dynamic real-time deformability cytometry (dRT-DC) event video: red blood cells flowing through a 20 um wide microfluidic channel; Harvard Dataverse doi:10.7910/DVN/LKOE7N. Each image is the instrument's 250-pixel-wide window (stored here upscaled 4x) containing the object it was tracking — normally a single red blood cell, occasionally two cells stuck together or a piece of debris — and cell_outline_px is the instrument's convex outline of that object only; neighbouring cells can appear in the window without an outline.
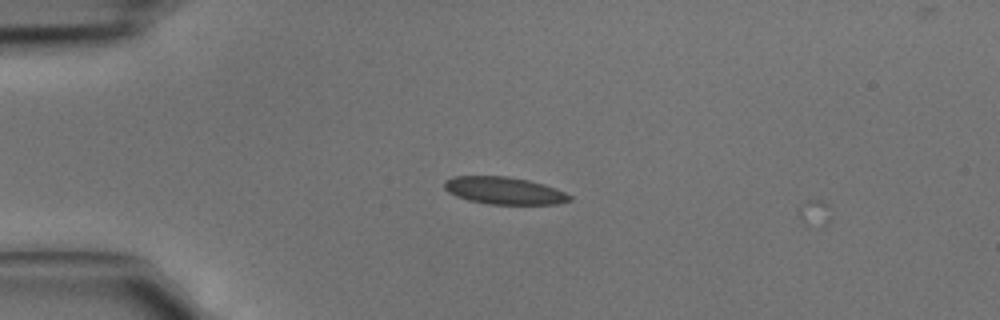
{"species": "common noctule bat (a hibernating species)", "species_latin": "Nyctalus noctula", "temperature_condition": "cold", "stored_images_in_passage": 2, "camera_frame_rate_fps": 3000, "um_per_image_px": 0.085, "animal": {"sex": "male", "body_mass_g": 15.6}, "frame": {"image": 1, "passage_image": 1, "time_ms": 0.0, "image_size_px": [1000, 320], "cell_outline_px": [[572, 200], [556, 204], [488, 204], [468, 200], [456, 196], [448, 192], [444, 188], [444, 180], [452, 176], [508, 176], [528, 180], [544, 184], [564, 192], [572, 196]], "centroid_in_image_um": [42.83, 16.2], "position_along_channel_um": 42.2, "area_um2": 20.0}}
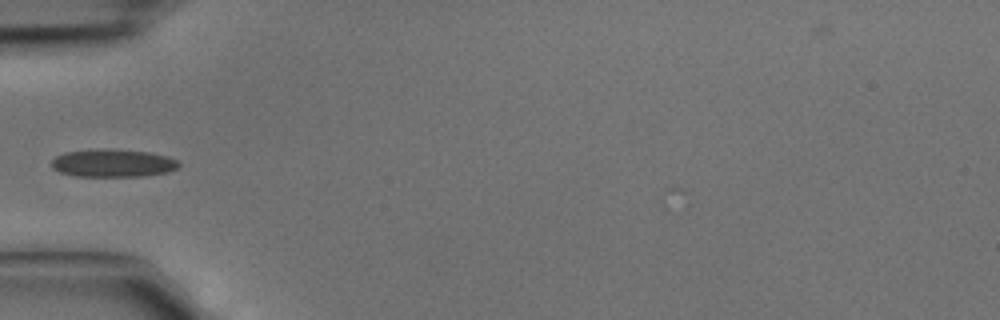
{"frame": {"image": 2, "passage_image": 2, "time_ms": 0.333, "image_size_px": [1000, 320], "cell_outline_px": [[180, 164], [176, 168], [168, 172], [144, 176], [76, 176], [60, 172], [52, 168], [52, 160], [56, 156], [64, 152], [96, 148], [112, 148], [148, 152], [168, 156], [176, 160]], "centroid_in_image_um": [9.58, 13.85], "position_along_channel_um": 75.4, "area_um2": 20.87}}